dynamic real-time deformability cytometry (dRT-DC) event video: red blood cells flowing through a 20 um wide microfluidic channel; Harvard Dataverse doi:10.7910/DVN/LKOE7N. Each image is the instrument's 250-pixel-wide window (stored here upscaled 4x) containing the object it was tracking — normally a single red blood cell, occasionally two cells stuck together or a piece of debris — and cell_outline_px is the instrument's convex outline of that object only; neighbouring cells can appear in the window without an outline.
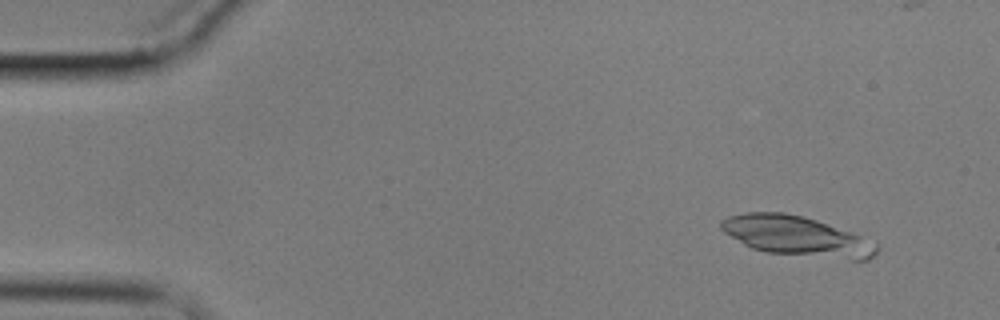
{"species": "common noctule bat (a hibernating species)", "species_latin": "Nyctalus noctula", "temperature_condition": "cold", "stored_images_in_passage": 6, "segment_of_instrument_passage": [1, 2], "camera_frame_rate_fps": 3000, "um_per_image_px": 0.085, "animal": {"sex": "male", "body_mass_g": 17.9}, "frame": {"image": 1, "passage_image": 2, "time_ms": 1.0, "image_size_px": [1000, 320], "cell_outline_px": [[860, 236], [856, 240], [836, 248], [812, 252], [768, 252], [752, 248], [744, 244], [724, 232], [720, 228], [720, 220], [728, 216], [744, 212], [784, 212], [816, 220]], "centroid_in_image_um": [66.66, 19.76], "position_along_channel_um": 18.3, "area_um2": 28.73}}